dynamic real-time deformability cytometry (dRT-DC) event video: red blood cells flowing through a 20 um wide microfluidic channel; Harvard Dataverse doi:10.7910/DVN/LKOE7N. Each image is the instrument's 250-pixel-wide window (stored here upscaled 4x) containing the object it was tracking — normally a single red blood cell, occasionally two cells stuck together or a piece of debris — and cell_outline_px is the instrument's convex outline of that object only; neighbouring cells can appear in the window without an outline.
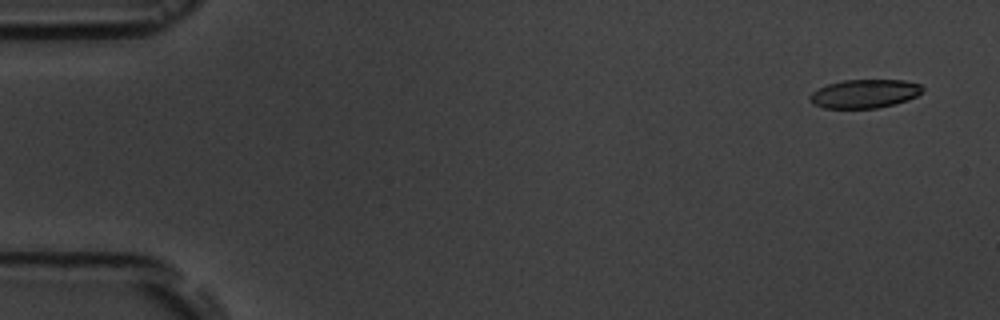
{"species": "common noctule bat (a hibernating species)", "species_latin": "Nyctalus noctula", "temperature_condition": "room temperature", "stored_images_in_passage": 5, "camera_frame_rate_fps": 3000, "um_per_image_px": 0.085, "animal": {"sex": "male", "body_mass_g": 19.5, "forearm_length_mm": 54.6}, "frame": {"image": 1, "passage_image": 1, "time_ms": 0.0, "image_size_px": [1000, 320], "cell_outline_px": [[924, 92], [908, 100], [876, 108], [824, 108], [812, 104], [808, 96], [812, 92], [828, 84], [844, 80], [904, 80], [920, 84], [924, 88]], "centroid_in_image_um": [73.5, 7.96], "position_along_channel_um": 11.5, "area_um2": 18.79}}
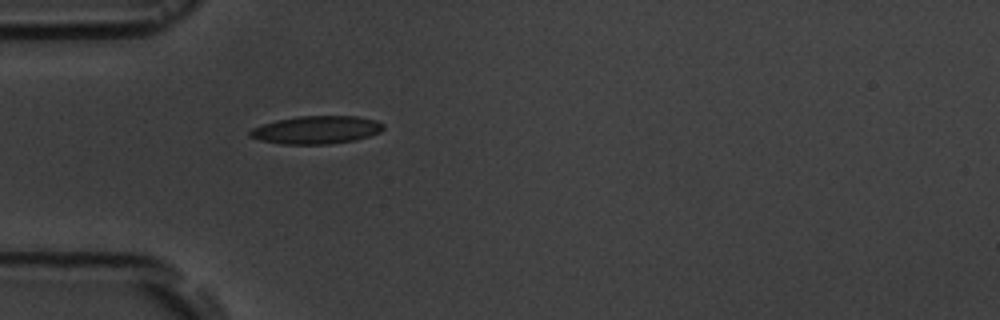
{"frame": {"image": 2, "passage_image": 5, "time_ms": 4.667, "image_size_px": [1000, 320], "cell_outline_px": [[384, 128], [380, 132], [356, 140], [328, 144], [280, 144], [260, 140], [248, 136], [248, 132], [252, 128], [276, 120], [296, 116], [356, 116], [376, 120], [384, 124]], "centroid_in_image_um": [26.88, 11.04], "position_along_channel_um": 58.1, "area_um2": 21.79}}